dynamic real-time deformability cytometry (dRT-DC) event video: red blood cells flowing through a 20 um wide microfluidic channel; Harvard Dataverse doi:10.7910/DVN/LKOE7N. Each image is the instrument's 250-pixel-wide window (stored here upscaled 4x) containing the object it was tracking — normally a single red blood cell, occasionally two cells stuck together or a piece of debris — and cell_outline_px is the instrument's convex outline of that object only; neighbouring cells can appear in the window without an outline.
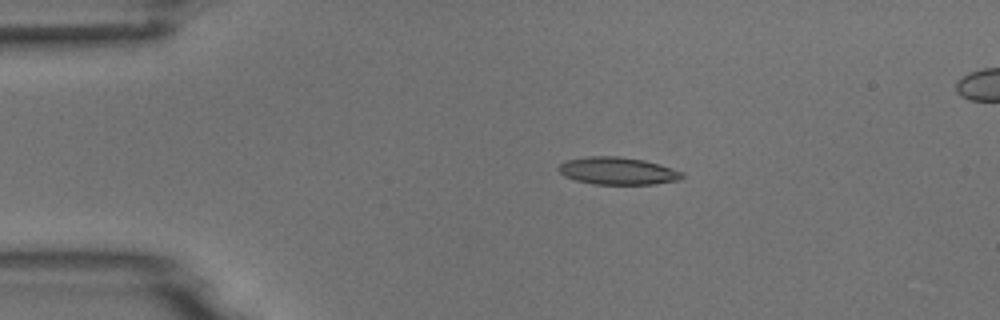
{"species": "common noctule bat (a hibernating species)", "species_latin": "Nyctalus noctula", "temperature_condition": "room temperature", "stored_images_in_passage": 6, "camera_frame_rate_fps": 3000, "um_per_image_px": 0.085, "animal": {"sex": "male", "body_mass_g": 18.8}, "frame": {"image": 1, "passage_image": 3, "time_ms": 3.0, "image_size_px": [1000, 320], "cell_outline_px": [[684, 176], [680, 180], [656, 184], [596, 184], [576, 180], [564, 176], [556, 168], [560, 164], [568, 160], [588, 156], [616, 156], [644, 160], [684, 172]], "centroid_in_image_um": [52.51, 14.53], "position_along_channel_um": 32.5, "area_um2": 19.65}}